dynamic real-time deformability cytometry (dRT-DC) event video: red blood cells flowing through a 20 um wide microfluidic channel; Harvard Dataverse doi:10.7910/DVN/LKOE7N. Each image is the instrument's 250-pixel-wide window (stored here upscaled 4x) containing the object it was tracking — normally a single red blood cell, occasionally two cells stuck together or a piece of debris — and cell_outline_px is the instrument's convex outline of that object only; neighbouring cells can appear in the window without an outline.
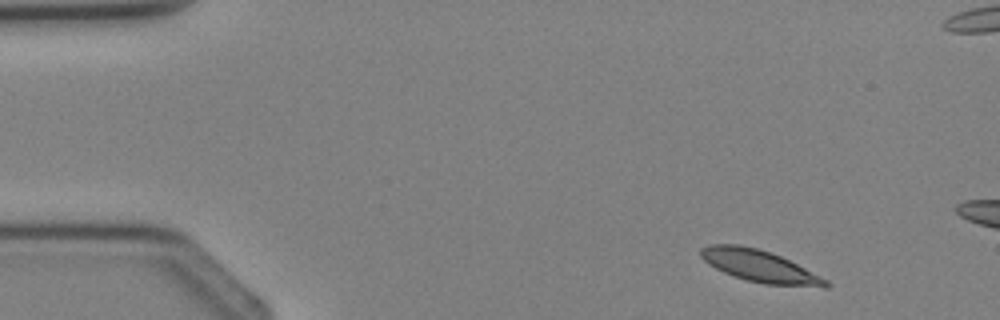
{"species": "Egyptian fruit bat (a non-hibernating species)", "species_latin": "Rousettus aegyptiacus", "temperature_condition": "cold", "stored_images_in_passage": 3, "camera_frame_rate_fps": 3000, "um_per_image_px": 0.085, "animal": {"sex": "female"}, "frame": {"image": 1, "passage_image": 1, "time_ms": 0.0, "image_size_px": [1000, 320], "cell_outline_px": [[832, 284], [828, 288], [824, 288], [764, 284], [748, 280], [724, 272], [708, 264], [700, 256], [700, 248], [708, 244], [740, 244], [772, 252], [828, 280]], "centroid_in_image_um": [64.59, 22.62], "position_along_channel_um": 20.4, "area_um2": 23.29}}